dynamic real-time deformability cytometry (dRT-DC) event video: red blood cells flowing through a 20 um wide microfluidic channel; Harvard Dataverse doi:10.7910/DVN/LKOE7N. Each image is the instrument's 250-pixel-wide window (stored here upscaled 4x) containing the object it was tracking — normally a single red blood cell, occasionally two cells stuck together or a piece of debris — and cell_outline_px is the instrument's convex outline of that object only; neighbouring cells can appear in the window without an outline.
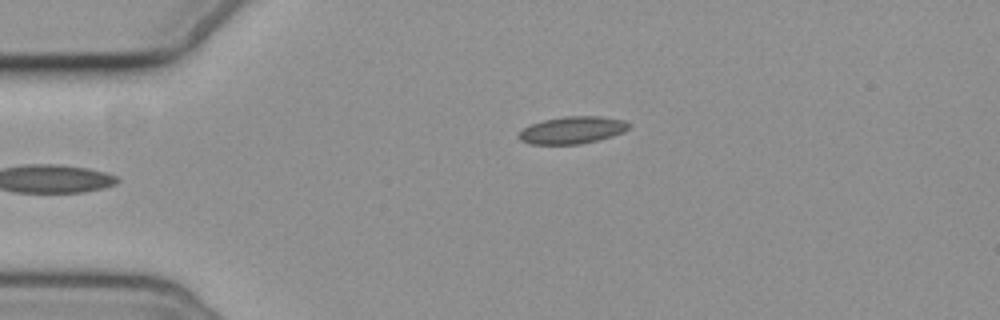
{"species": "common noctule bat (a hibernating species)", "species_latin": "Nyctalus noctula", "temperature_condition": "cold", "stored_images_in_passage": 6, "camera_frame_rate_fps": 3000, "um_per_image_px": 0.085, "animal": {"sex": "female", "body_mass_g": 19.3, "forearm_length_mm": 54.1}, "frame": {"image": 1, "passage_image": 6, "time_ms": 6.0, "image_size_px": [1000, 320], "cell_outline_px": [[628, 128], [624, 132], [612, 136], [580, 144], [528, 144], [520, 140], [520, 132], [524, 128], [532, 124], [544, 120], [564, 116], [600, 116], [624, 120], [628, 124]], "centroid_in_image_um": [48.65, 11.06], "position_along_channel_um": 36.4, "area_um2": 17.22}}